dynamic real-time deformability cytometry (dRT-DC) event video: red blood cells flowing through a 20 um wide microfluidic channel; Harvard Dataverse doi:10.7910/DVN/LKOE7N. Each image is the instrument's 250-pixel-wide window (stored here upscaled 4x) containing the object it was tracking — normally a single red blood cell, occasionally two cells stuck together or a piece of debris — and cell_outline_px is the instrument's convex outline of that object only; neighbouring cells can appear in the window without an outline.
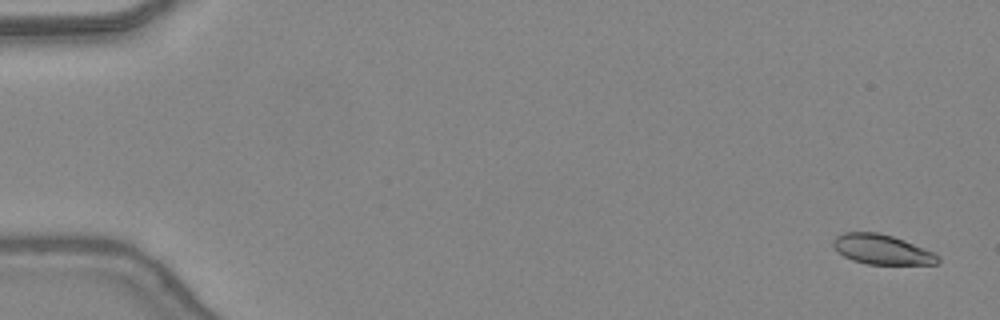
{"species": "common noctule bat (a hibernating species)", "species_latin": "Nyctalus noctula", "temperature_condition": "warm", "stored_images_in_passage": 48, "camera_frame_rate_fps": 3000, "um_per_image_px": 0.085, "animal": {"sex": "female", "body_mass_g": 24.6, "forearm_length_mm": 56.2}, "frame": {"image": 1, "passage_image": 2, "time_ms": 0.333, "image_size_px": [1000, 320], "cell_outline_px": [[940, 260], [936, 264], [868, 264], [852, 260], [836, 252], [832, 244], [832, 240], [836, 236], [844, 232], [876, 232], [892, 236], [904, 240], [932, 252], [940, 256]], "centroid_in_image_um": [74.91, 21.2], "position_along_channel_um": 10.1, "area_um2": 18.15}}
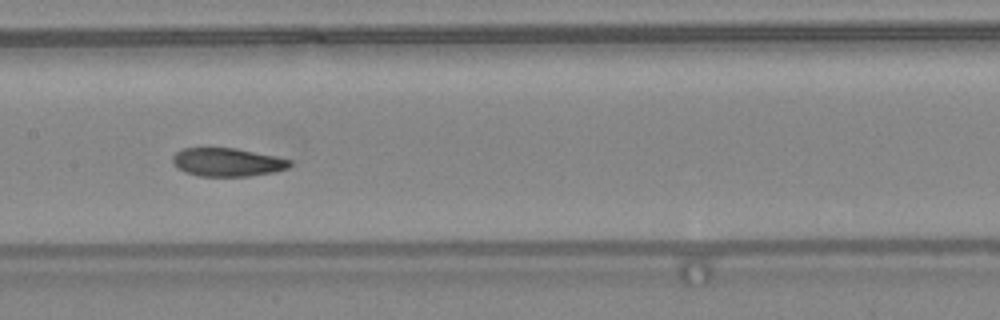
{"frame": {"image": 2, "passage_image": 25, "time_ms": 8.0, "image_size_px": [1000, 320], "cell_outline_px": [[292, 164], [288, 168], [272, 172], [248, 176], [196, 176], [184, 172], [172, 164], [172, 156], [176, 152], [184, 148], [236, 148], [276, 156], [292, 160]], "centroid_in_image_um": [19.3, 13.78], "position_along_channel_um": 188.1, "area_um2": 19.48}}
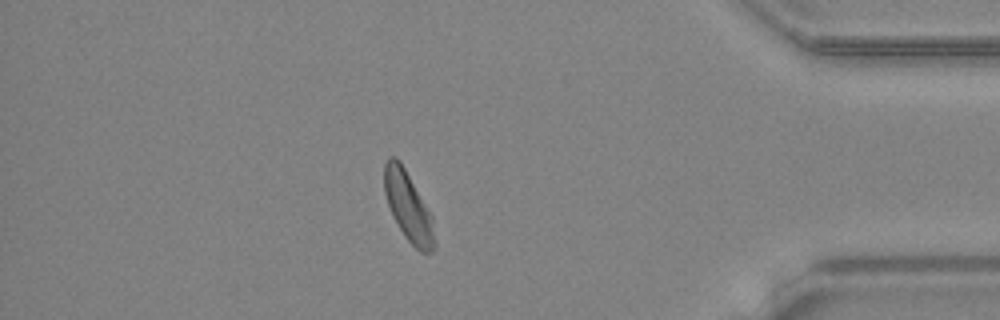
{"frame": {"image": 3, "passage_image": 42, "time_ms": 13.667, "image_size_px": [1000, 320], "cell_outline_px": [[436, 244], [432, 252], [420, 252], [404, 236], [388, 204], [384, 192], [384, 164], [388, 156], [396, 156], [400, 160], [432, 216]], "centroid_in_image_um": [34.7, 17.54], "position_along_channel_um": 400.5, "area_um2": 20.06}, "authors_computed_cell_mechanics": {"area_um2": 20.1433, "velocity_mm_per_s": 4.3877, "shape_relaxation_time_tau1_ms": 3.43, "shape_relaxation_time_tau2_ms": 2.5815, "deformation_change_tau1": 0.1205, "deformation_change_tau2": 0.0839}}